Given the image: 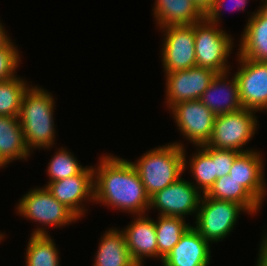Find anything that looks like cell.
<instances>
[{
	"label": "cell",
	"instance_id": "obj_1",
	"mask_svg": "<svg viewBox=\"0 0 267 266\" xmlns=\"http://www.w3.org/2000/svg\"><path fill=\"white\" fill-rule=\"evenodd\" d=\"M94 169V203L130 213L144 215L150 208L141 178L130 160L105 154Z\"/></svg>",
	"mask_w": 267,
	"mask_h": 266
},
{
	"label": "cell",
	"instance_id": "obj_2",
	"mask_svg": "<svg viewBox=\"0 0 267 266\" xmlns=\"http://www.w3.org/2000/svg\"><path fill=\"white\" fill-rule=\"evenodd\" d=\"M55 104L53 94L41 86L31 85L24 93L18 118L31 153L35 149L50 150L56 144Z\"/></svg>",
	"mask_w": 267,
	"mask_h": 266
},
{
	"label": "cell",
	"instance_id": "obj_3",
	"mask_svg": "<svg viewBox=\"0 0 267 266\" xmlns=\"http://www.w3.org/2000/svg\"><path fill=\"white\" fill-rule=\"evenodd\" d=\"M137 159L131 163L150 197L183 176L184 145L180 141L149 149Z\"/></svg>",
	"mask_w": 267,
	"mask_h": 266
},
{
	"label": "cell",
	"instance_id": "obj_4",
	"mask_svg": "<svg viewBox=\"0 0 267 266\" xmlns=\"http://www.w3.org/2000/svg\"><path fill=\"white\" fill-rule=\"evenodd\" d=\"M15 207L21 217L39 224V227L32 231V235H49L48 227L60 229L79 220L71 210L54 198L46 187L30 189Z\"/></svg>",
	"mask_w": 267,
	"mask_h": 266
},
{
	"label": "cell",
	"instance_id": "obj_5",
	"mask_svg": "<svg viewBox=\"0 0 267 266\" xmlns=\"http://www.w3.org/2000/svg\"><path fill=\"white\" fill-rule=\"evenodd\" d=\"M205 18L194 23L196 66L210 69L217 74L230 71L227 61L233 51V37Z\"/></svg>",
	"mask_w": 267,
	"mask_h": 266
},
{
	"label": "cell",
	"instance_id": "obj_6",
	"mask_svg": "<svg viewBox=\"0 0 267 266\" xmlns=\"http://www.w3.org/2000/svg\"><path fill=\"white\" fill-rule=\"evenodd\" d=\"M240 212L248 213L236 202L217 200L203 194L193 227L210 243L221 242L235 229Z\"/></svg>",
	"mask_w": 267,
	"mask_h": 266
},
{
	"label": "cell",
	"instance_id": "obj_7",
	"mask_svg": "<svg viewBox=\"0 0 267 266\" xmlns=\"http://www.w3.org/2000/svg\"><path fill=\"white\" fill-rule=\"evenodd\" d=\"M256 113L254 110L242 108L232 113L216 116L207 146L239 152L253 150L247 147L244 149V146L248 145L259 128Z\"/></svg>",
	"mask_w": 267,
	"mask_h": 266
},
{
	"label": "cell",
	"instance_id": "obj_8",
	"mask_svg": "<svg viewBox=\"0 0 267 266\" xmlns=\"http://www.w3.org/2000/svg\"><path fill=\"white\" fill-rule=\"evenodd\" d=\"M169 110L175 120L177 129L193 146L207 145L216 115L200 100L182 101Z\"/></svg>",
	"mask_w": 267,
	"mask_h": 266
},
{
	"label": "cell",
	"instance_id": "obj_9",
	"mask_svg": "<svg viewBox=\"0 0 267 266\" xmlns=\"http://www.w3.org/2000/svg\"><path fill=\"white\" fill-rule=\"evenodd\" d=\"M163 33L161 61L164 73L186 70L196 66L194 24L167 26Z\"/></svg>",
	"mask_w": 267,
	"mask_h": 266
},
{
	"label": "cell",
	"instance_id": "obj_10",
	"mask_svg": "<svg viewBox=\"0 0 267 266\" xmlns=\"http://www.w3.org/2000/svg\"><path fill=\"white\" fill-rule=\"evenodd\" d=\"M202 195L191 181L180 177L150 197L149 210L156 209L162 216L185 218L195 214L196 217Z\"/></svg>",
	"mask_w": 267,
	"mask_h": 266
},
{
	"label": "cell",
	"instance_id": "obj_11",
	"mask_svg": "<svg viewBox=\"0 0 267 266\" xmlns=\"http://www.w3.org/2000/svg\"><path fill=\"white\" fill-rule=\"evenodd\" d=\"M238 70L234 73L243 108L267 111V62L236 56Z\"/></svg>",
	"mask_w": 267,
	"mask_h": 266
},
{
	"label": "cell",
	"instance_id": "obj_12",
	"mask_svg": "<svg viewBox=\"0 0 267 266\" xmlns=\"http://www.w3.org/2000/svg\"><path fill=\"white\" fill-rule=\"evenodd\" d=\"M60 203L79 219L86 214L84 203L94 204V169L86 166L79 174L44 185Z\"/></svg>",
	"mask_w": 267,
	"mask_h": 266
},
{
	"label": "cell",
	"instance_id": "obj_13",
	"mask_svg": "<svg viewBox=\"0 0 267 266\" xmlns=\"http://www.w3.org/2000/svg\"><path fill=\"white\" fill-rule=\"evenodd\" d=\"M217 73L202 67L164 73L165 100L168 110L182 101L199 100Z\"/></svg>",
	"mask_w": 267,
	"mask_h": 266
},
{
	"label": "cell",
	"instance_id": "obj_14",
	"mask_svg": "<svg viewBox=\"0 0 267 266\" xmlns=\"http://www.w3.org/2000/svg\"><path fill=\"white\" fill-rule=\"evenodd\" d=\"M264 157L255 149L240 152L233 161L230 178L247 189L261 204L267 194Z\"/></svg>",
	"mask_w": 267,
	"mask_h": 266
},
{
	"label": "cell",
	"instance_id": "obj_15",
	"mask_svg": "<svg viewBox=\"0 0 267 266\" xmlns=\"http://www.w3.org/2000/svg\"><path fill=\"white\" fill-rule=\"evenodd\" d=\"M148 214L136 215L125 229L124 233L127 249L137 266H144L143 259H158L157 236L154 219Z\"/></svg>",
	"mask_w": 267,
	"mask_h": 266
},
{
	"label": "cell",
	"instance_id": "obj_16",
	"mask_svg": "<svg viewBox=\"0 0 267 266\" xmlns=\"http://www.w3.org/2000/svg\"><path fill=\"white\" fill-rule=\"evenodd\" d=\"M210 244L191 226L163 258L162 266H210Z\"/></svg>",
	"mask_w": 267,
	"mask_h": 266
},
{
	"label": "cell",
	"instance_id": "obj_17",
	"mask_svg": "<svg viewBox=\"0 0 267 266\" xmlns=\"http://www.w3.org/2000/svg\"><path fill=\"white\" fill-rule=\"evenodd\" d=\"M231 72L216 74L210 85L200 97V101L216 116L242 109L235 75ZM230 79L229 80V76Z\"/></svg>",
	"mask_w": 267,
	"mask_h": 266
},
{
	"label": "cell",
	"instance_id": "obj_18",
	"mask_svg": "<svg viewBox=\"0 0 267 266\" xmlns=\"http://www.w3.org/2000/svg\"><path fill=\"white\" fill-rule=\"evenodd\" d=\"M153 17L157 27L192 25L204 19V13L193 0H155Z\"/></svg>",
	"mask_w": 267,
	"mask_h": 266
},
{
	"label": "cell",
	"instance_id": "obj_19",
	"mask_svg": "<svg viewBox=\"0 0 267 266\" xmlns=\"http://www.w3.org/2000/svg\"><path fill=\"white\" fill-rule=\"evenodd\" d=\"M31 154L19 118L0 116V168L7 167L15 160H27Z\"/></svg>",
	"mask_w": 267,
	"mask_h": 266
},
{
	"label": "cell",
	"instance_id": "obj_20",
	"mask_svg": "<svg viewBox=\"0 0 267 266\" xmlns=\"http://www.w3.org/2000/svg\"><path fill=\"white\" fill-rule=\"evenodd\" d=\"M251 15V16H250ZM237 45V55L254 61L267 62V19L258 11L250 14Z\"/></svg>",
	"mask_w": 267,
	"mask_h": 266
},
{
	"label": "cell",
	"instance_id": "obj_21",
	"mask_svg": "<svg viewBox=\"0 0 267 266\" xmlns=\"http://www.w3.org/2000/svg\"><path fill=\"white\" fill-rule=\"evenodd\" d=\"M121 229L110 228L99 239L93 266H137L133 261L124 233Z\"/></svg>",
	"mask_w": 267,
	"mask_h": 266
},
{
	"label": "cell",
	"instance_id": "obj_22",
	"mask_svg": "<svg viewBox=\"0 0 267 266\" xmlns=\"http://www.w3.org/2000/svg\"><path fill=\"white\" fill-rule=\"evenodd\" d=\"M205 195L217 200L236 202L248 211V215L255 216L262 207V204L247 189L229 175L217 178Z\"/></svg>",
	"mask_w": 267,
	"mask_h": 266
},
{
	"label": "cell",
	"instance_id": "obj_23",
	"mask_svg": "<svg viewBox=\"0 0 267 266\" xmlns=\"http://www.w3.org/2000/svg\"><path fill=\"white\" fill-rule=\"evenodd\" d=\"M155 221L158 259L162 262L172 248L180 241L182 235L192 226L185 218L157 215Z\"/></svg>",
	"mask_w": 267,
	"mask_h": 266
},
{
	"label": "cell",
	"instance_id": "obj_24",
	"mask_svg": "<svg viewBox=\"0 0 267 266\" xmlns=\"http://www.w3.org/2000/svg\"><path fill=\"white\" fill-rule=\"evenodd\" d=\"M186 147H184V171L186 170L188 164L189 173H191V177L194 182L192 183L202 194H206L209 189L212 187L214 182L216 181V168L215 162L212 158L201 148L195 147L197 150L194 151V154L189 158H186ZM186 154V155H185ZM189 162V163H188Z\"/></svg>",
	"mask_w": 267,
	"mask_h": 266
},
{
	"label": "cell",
	"instance_id": "obj_25",
	"mask_svg": "<svg viewBox=\"0 0 267 266\" xmlns=\"http://www.w3.org/2000/svg\"><path fill=\"white\" fill-rule=\"evenodd\" d=\"M49 235H32L27 244L26 266H60L59 249Z\"/></svg>",
	"mask_w": 267,
	"mask_h": 266
},
{
	"label": "cell",
	"instance_id": "obj_26",
	"mask_svg": "<svg viewBox=\"0 0 267 266\" xmlns=\"http://www.w3.org/2000/svg\"><path fill=\"white\" fill-rule=\"evenodd\" d=\"M27 82L18 75L0 82V116H19L24 93L32 85Z\"/></svg>",
	"mask_w": 267,
	"mask_h": 266
},
{
	"label": "cell",
	"instance_id": "obj_27",
	"mask_svg": "<svg viewBox=\"0 0 267 266\" xmlns=\"http://www.w3.org/2000/svg\"><path fill=\"white\" fill-rule=\"evenodd\" d=\"M79 162L67 148H58L47 165L48 182L62 180L79 174L86 167L80 165Z\"/></svg>",
	"mask_w": 267,
	"mask_h": 266
},
{
	"label": "cell",
	"instance_id": "obj_28",
	"mask_svg": "<svg viewBox=\"0 0 267 266\" xmlns=\"http://www.w3.org/2000/svg\"><path fill=\"white\" fill-rule=\"evenodd\" d=\"M18 49L13 40L0 49V82L17 76L16 71L21 62V53Z\"/></svg>",
	"mask_w": 267,
	"mask_h": 266
},
{
	"label": "cell",
	"instance_id": "obj_29",
	"mask_svg": "<svg viewBox=\"0 0 267 266\" xmlns=\"http://www.w3.org/2000/svg\"><path fill=\"white\" fill-rule=\"evenodd\" d=\"M215 162L216 179L224 175H229L233 161L240 153L234 150H224L210 147L207 145L200 146Z\"/></svg>",
	"mask_w": 267,
	"mask_h": 266
},
{
	"label": "cell",
	"instance_id": "obj_30",
	"mask_svg": "<svg viewBox=\"0 0 267 266\" xmlns=\"http://www.w3.org/2000/svg\"><path fill=\"white\" fill-rule=\"evenodd\" d=\"M227 1L233 2L232 8H234L235 10L238 9V11L239 10L245 11V8H246L245 6H246V4H248L249 0H227ZM224 3H225V0H214L211 7L204 14V18L212 24L221 25L220 24V22L222 20L221 16L223 14L222 8H224L226 6V4H224ZM227 7H225V8H227ZM229 9H231V8H227V10H229Z\"/></svg>",
	"mask_w": 267,
	"mask_h": 266
},
{
	"label": "cell",
	"instance_id": "obj_31",
	"mask_svg": "<svg viewBox=\"0 0 267 266\" xmlns=\"http://www.w3.org/2000/svg\"><path fill=\"white\" fill-rule=\"evenodd\" d=\"M264 233L265 234L262 235L261 242L259 244V253L255 266H267V232Z\"/></svg>",
	"mask_w": 267,
	"mask_h": 266
},
{
	"label": "cell",
	"instance_id": "obj_32",
	"mask_svg": "<svg viewBox=\"0 0 267 266\" xmlns=\"http://www.w3.org/2000/svg\"><path fill=\"white\" fill-rule=\"evenodd\" d=\"M4 26L5 25H3L0 21V49L5 47L11 41V38L9 37V34L5 30Z\"/></svg>",
	"mask_w": 267,
	"mask_h": 266
},
{
	"label": "cell",
	"instance_id": "obj_33",
	"mask_svg": "<svg viewBox=\"0 0 267 266\" xmlns=\"http://www.w3.org/2000/svg\"><path fill=\"white\" fill-rule=\"evenodd\" d=\"M200 10L205 14L206 11L211 7L214 0H193Z\"/></svg>",
	"mask_w": 267,
	"mask_h": 266
},
{
	"label": "cell",
	"instance_id": "obj_34",
	"mask_svg": "<svg viewBox=\"0 0 267 266\" xmlns=\"http://www.w3.org/2000/svg\"><path fill=\"white\" fill-rule=\"evenodd\" d=\"M261 1H263V4L259 5L258 11L267 19V0Z\"/></svg>",
	"mask_w": 267,
	"mask_h": 266
},
{
	"label": "cell",
	"instance_id": "obj_35",
	"mask_svg": "<svg viewBox=\"0 0 267 266\" xmlns=\"http://www.w3.org/2000/svg\"><path fill=\"white\" fill-rule=\"evenodd\" d=\"M4 236H5V234L0 232V243L5 238Z\"/></svg>",
	"mask_w": 267,
	"mask_h": 266
}]
</instances>
